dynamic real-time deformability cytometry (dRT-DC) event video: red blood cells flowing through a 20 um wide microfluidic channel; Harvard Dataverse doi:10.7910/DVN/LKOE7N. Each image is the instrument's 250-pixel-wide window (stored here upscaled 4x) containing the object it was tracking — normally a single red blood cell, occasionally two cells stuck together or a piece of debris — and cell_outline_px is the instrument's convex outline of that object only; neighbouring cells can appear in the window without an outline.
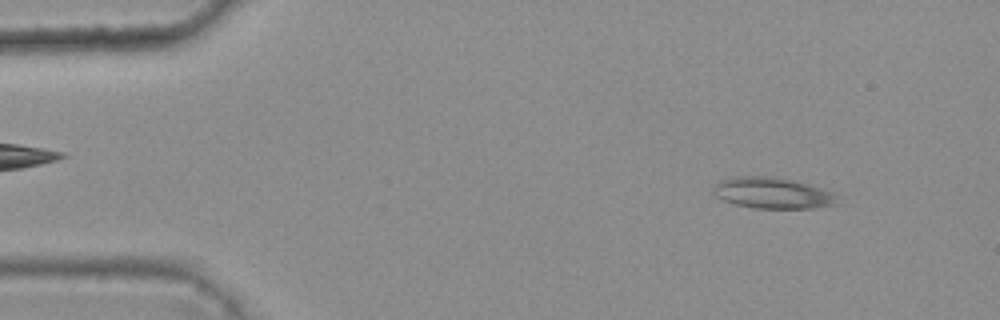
{"species": "common noctule bat (a hibernating species)", "species_latin": "Nyctalus noctula", "temperature_condition": "warm", "stored_images_in_passage": 45, "camera_frame_rate_fps": 3000, "um_per_image_px": 0.085, "animal": {"sex": "female", "body_mass_g": 25.1}, "frame": {"image": 1, "passage_image": 5, "time_ms": 1.333, "image_size_px": [1000, 320], "cell_outline_px": [[840, 204], [812, 208], [752, 208], [736, 204], [724, 200], [716, 196], [712, 192], [716, 184], [720, 180], [732, 176], [776, 176], [832, 192], [836, 196]], "centroid_in_image_um": [65.63, 16.41], "position_along_channel_um": 19.4, "area_um2": 22.31}}
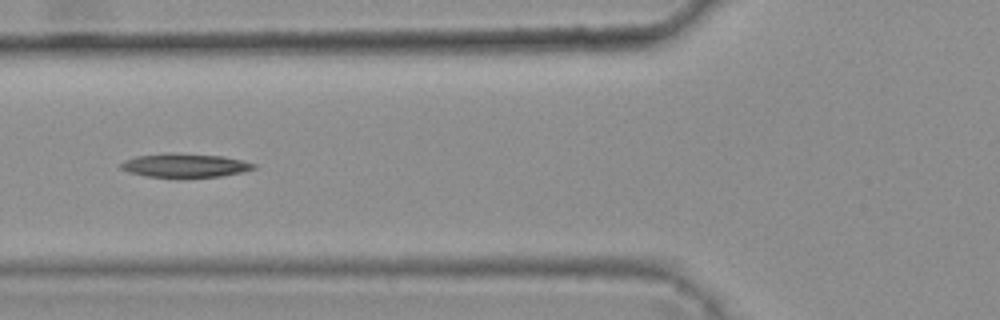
{"frame": {"image": 2, "passage_image": 19, "time_ms": 6.0, "image_size_px": [1000, 320], "cell_outline_px": [[256, 168], [244, 172], [220, 176], [180, 180], [144, 176], [128, 172], [120, 168], [120, 164], [124, 160], [136, 156], [168, 152], [172, 152], [224, 156], [244, 160], [256, 164]], "centroid_in_image_um": [15.71, 14.09], "position_along_channel_um": 110.1, "area_um2": 19.48}}
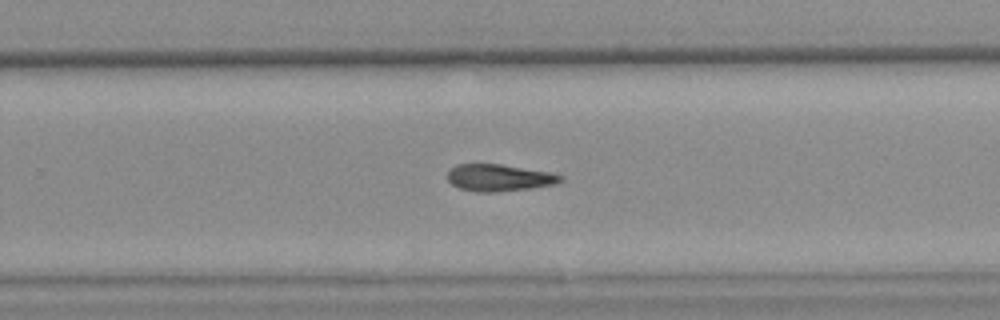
{"frame": {"image": 3, "passage_image": 33, "time_ms": 10.667, "image_size_px": [1000, 320], "cell_outline_px": [[564, 180], [556, 184], [532, 188], [492, 192], [476, 192], [460, 188], [452, 184], [448, 180], [448, 172], [456, 164], [500, 164], [548, 172], [564, 176]], "centroid_in_image_um": [42.44, 15.11], "position_along_channel_um": 287.4, "area_um2": 17.63}}